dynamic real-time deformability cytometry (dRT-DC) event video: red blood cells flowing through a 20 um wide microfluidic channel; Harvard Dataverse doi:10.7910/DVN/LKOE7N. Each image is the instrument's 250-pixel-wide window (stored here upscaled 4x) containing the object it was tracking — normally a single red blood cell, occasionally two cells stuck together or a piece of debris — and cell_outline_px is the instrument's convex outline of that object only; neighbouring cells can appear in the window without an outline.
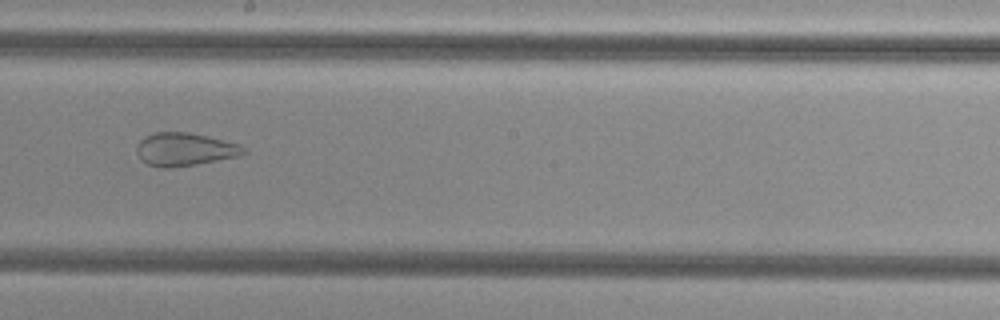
{"species": "common noctule bat (a hibernating species)", "species_latin": "Nyctalus noctula", "temperature_condition": "cold", "stored_images_in_passage": 41, "camera_frame_rate_fps": 3000, "um_per_image_px": 0.085, "animal": {"sex": "female", "body_mass_g": 29.2, "forearm_length_mm": 56.3}, "frame": {"image": 1, "passage_image": 18, "time_ms": 5.667, "image_size_px": [1000, 320], "cell_outline_px": [[248, 152], [240, 156], [196, 164], [172, 168], [160, 168], [148, 164], [140, 160], [136, 152], [136, 144], [144, 136], [156, 132], [188, 132], [240, 144]], "centroid_in_image_um": [15.67, 12.7], "position_along_channel_um": 232.5, "area_um2": 20.75}}
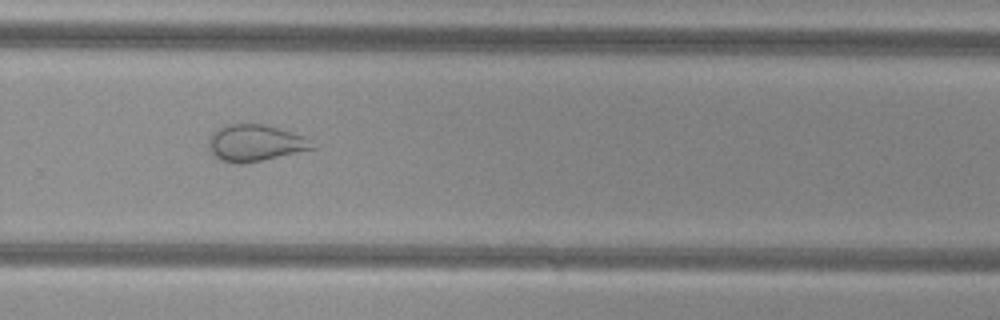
{"frame": {"image": 2, "passage_image": 24, "time_ms": 7.667, "image_size_px": [1000, 320], "cell_outline_px": [[316, 148], [260, 160], [240, 164], [220, 160], [208, 148], [208, 140], [212, 132], [216, 128], [224, 124], [260, 124], [280, 128], [304, 136]], "centroid_in_image_um": [21.63, 12.13], "position_along_channel_um": 308.2, "area_um2": 21.85}}
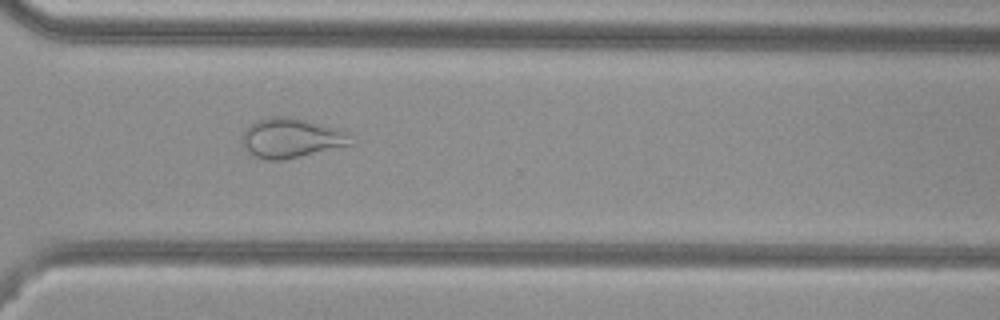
{"frame": {"image": 3, "passage_image": 27, "time_ms": 8.667, "image_size_px": [1000, 320], "cell_outline_px": [[352, 144], [284, 160], [268, 160], [256, 156], [248, 152], [244, 148], [240, 140], [244, 128], [256, 120], [272, 116], [292, 116], [344, 128]], "centroid_in_image_um": [24.72, 11.7], "position_along_channel_um": 345.9, "area_um2": 25.55}, "authors_computed_cell_mechanics": {"area_um2": 23.3512, "velocity_mm_per_s": 3.7869, "shape_relaxation_time_tau1_ms": null, "shape_relaxation_time_tau2_ms": 1.4292, "deformation_change_tau1": null, "deformation_change_tau2": 0.0786}}